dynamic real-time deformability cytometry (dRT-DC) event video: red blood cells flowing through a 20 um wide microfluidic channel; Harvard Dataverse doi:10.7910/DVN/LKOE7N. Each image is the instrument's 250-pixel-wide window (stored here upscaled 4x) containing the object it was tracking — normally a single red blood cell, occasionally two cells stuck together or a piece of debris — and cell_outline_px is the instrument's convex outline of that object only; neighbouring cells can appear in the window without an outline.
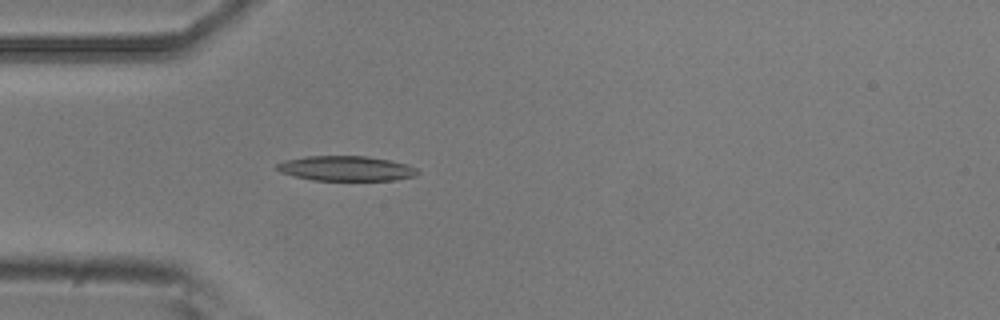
{"species": "common noctule bat (a hibernating species)", "species_latin": "Nyctalus noctula", "temperature_condition": "room temperature", "stored_images_in_passage": 5, "camera_frame_rate_fps": 3000, "um_per_image_px": 0.085, "animal": {"sex": "male", "body_mass_g": 20.5, "forearm_length_mm": 52.5}, "frame": {"image": 1, "passage_image": 5, "time_ms": 1.333, "image_size_px": [1000, 320], "cell_outline_px": [[420, 172], [416, 176], [396, 180], [312, 180], [280, 172], [276, 168], [276, 164], [284, 160], [304, 156], [364, 156], [388, 160], [404, 164], [416, 168]], "centroid_in_image_um": [29.4, 14.32], "position_along_channel_um": 55.6, "area_um2": 20.35}}